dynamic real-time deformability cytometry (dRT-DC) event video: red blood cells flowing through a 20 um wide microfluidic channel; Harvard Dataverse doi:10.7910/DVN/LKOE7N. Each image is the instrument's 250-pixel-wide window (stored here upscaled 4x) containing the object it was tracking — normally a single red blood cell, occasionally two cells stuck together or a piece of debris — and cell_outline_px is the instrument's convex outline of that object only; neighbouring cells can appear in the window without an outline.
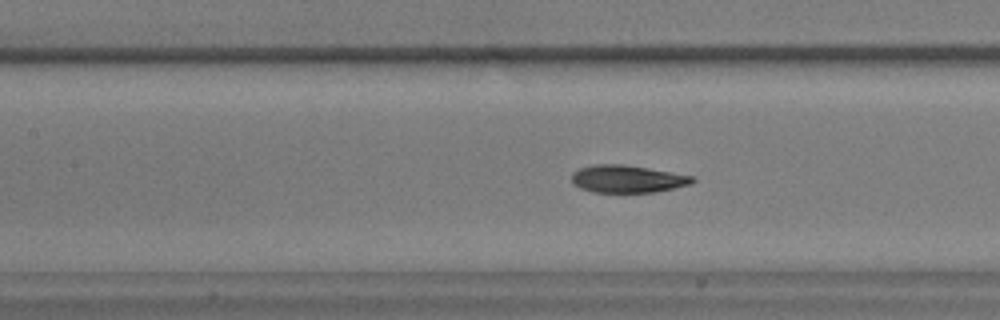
{"species": "common noctule bat (a hibernating species)", "species_latin": "Nyctalus noctula", "temperature_condition": "warm", "stored_images_in_passage": 57, "camera_frame_rate_fps": 3000, "um_per_image_px": 0.085, "animal": {"sex": "male", "body_mass_g": 17.9}, "frame": {"image": 1, "passage_image": 25, "time_ms": 8.0, "image_size_px": [1000, 320], "cell_outline_px": [[696, 180], [692, 184], [652, 192], [592, 192], [580, 188], [572, 184], [572, 172], [580, 168], [596, 164], [624, 164], [648, 168], [692, 176]], "centroid_in_image_um": [53.29, 15.2], "position_along_channel_um": 154.1, "area_um2": 19.25}, "authors_computed_cell_mechanics": {"area_um2": 19.4786, "velocity_mm_per_s": 3.5862, "shape_relaxation_time_tau1_ms": 4.8873, "shape_relaxation_time_tau2_ms": 1.8331, "deformation_change_tau1": 0.1512, "deformation_change_tau2": 0.0709}}